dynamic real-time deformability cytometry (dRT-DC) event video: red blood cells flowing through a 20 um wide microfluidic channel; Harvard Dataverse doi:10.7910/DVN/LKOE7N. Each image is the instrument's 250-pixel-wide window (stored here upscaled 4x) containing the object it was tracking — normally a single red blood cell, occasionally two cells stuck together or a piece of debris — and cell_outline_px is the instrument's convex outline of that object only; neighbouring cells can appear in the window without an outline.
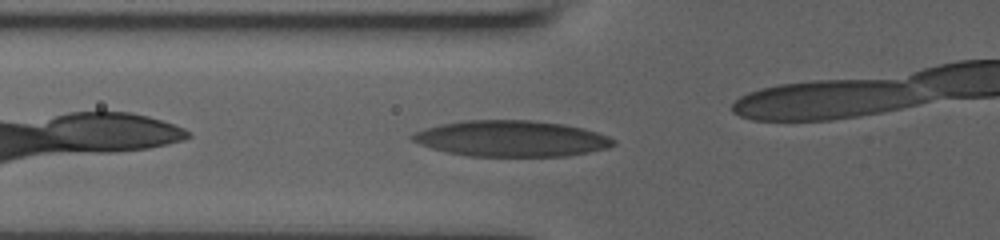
{"species": "human", "species_latin": "Homo sapiens", "temperature_condition": "room temperature", "stored_images_in_passage": 8, "camera_frame_rate_fps": 3000, "um_per_image_px": 0.085, "donor": {"sex": "male"}, "frame": {"image": 1, "passage_image": 7, "time_ms": 6.0, "image_size_px": [1000, 240], "cell_outline_px": [[616, 144], [608, 148], [568, 156], [468, 156], [448, 152], [432, 148], [420, 144], [412, 140], [408, 136], [424, 128], [440, 124], [464, 120], [532, 120], [564, 124], [596, 132], [608, 136], [616, 140]], "centroid_in_image_um": [43.46, 11.78], "position_along_channel_um": 82.3, "area_um2": 42.19}}